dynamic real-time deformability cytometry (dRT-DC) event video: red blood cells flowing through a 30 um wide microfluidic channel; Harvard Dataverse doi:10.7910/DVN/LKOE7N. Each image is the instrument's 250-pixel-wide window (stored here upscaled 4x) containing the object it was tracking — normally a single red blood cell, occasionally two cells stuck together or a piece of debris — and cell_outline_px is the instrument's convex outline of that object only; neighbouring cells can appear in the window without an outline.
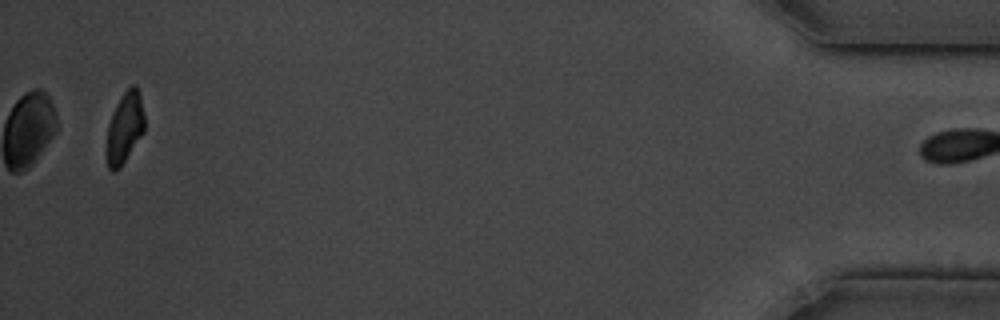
{"species": "common noctule bat (a hibernating species)", "species_latin": "Nyctalus noctula", "temperature_condition": "cold", "stored_images_in_passage": 39, "camera_frame_rate_fps": 3000, "um_per_image_px": 0.085, "animal": {"sex": "male", "body_mass_g": 19.5, "forearm_length_mm": 54.6}, "frame": {"image": 1, "passage_image": 39, "time_ms": 12.667, "image_size_px": [1000, 320], "cell_outline_px": [[144, 132], [120, 168], [116, 172], [112, 172], [108, 168], [108, 124], [112, 112], [116, 104], [124, 92], [132, 84], [136, 84], [140, 96], [144, 116]], "centroid_in_image_um": [10.62, 10.84], "position_along_channel_um": 424.6, "area_um2": 15.43}}